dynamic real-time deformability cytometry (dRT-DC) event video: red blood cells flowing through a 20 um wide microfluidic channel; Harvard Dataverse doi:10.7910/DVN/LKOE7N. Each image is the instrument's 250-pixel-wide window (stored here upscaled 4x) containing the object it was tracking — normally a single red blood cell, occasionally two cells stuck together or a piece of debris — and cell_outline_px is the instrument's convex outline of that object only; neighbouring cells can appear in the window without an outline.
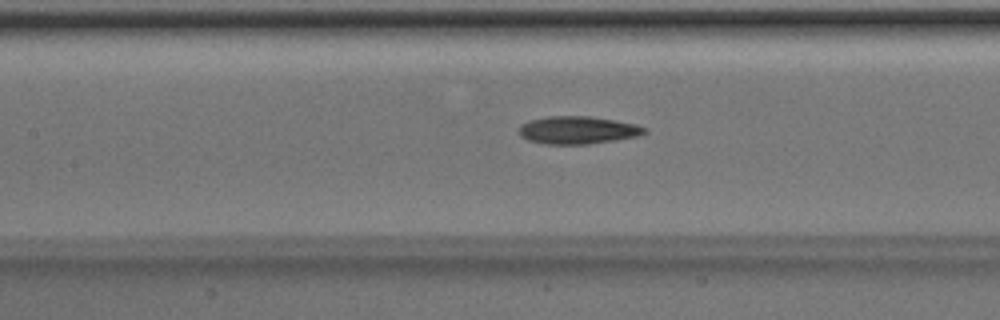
{"species": "Egyptian fruit bat (a non-hibernating species)", "species_latin": "Rousettus aegyptiacus", "temperature_condition": "room temperature", "stored_images_in_passage": 37, "camera_frame_rate_fps": 3000, "um_per_image_px": 0.085, "animal": {"sex": "male"}, "frame": {"image": 1, "passage_image": 9, "time_ms": 2.667, "image_size_px": [1000, 320], "cell_outline_px": [[648, 132], [640, 136], [616, 140], [588, 144], [544, 144], [528, 140], [520, 136], [520, 124], [528, 120], [548, 116], [588, 116], [636, 124], [648, 128]], "centroid_in_image_um": [49.12, 11.06], "position_along_channel_um": 158.3, "area_um2": 20.4}}
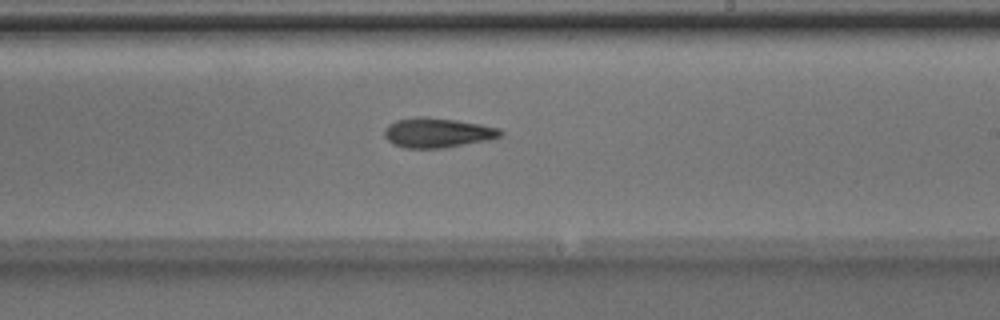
{"frame": {"image": 2, "passage_image": 16, "time_ms": 5.0, "image_size_px": [1000, 320], "cell_outline_px": [[504, 136], [488, 140], [444, 148], [404, 148], [392, 144], [384, 136], [384, 132], [388, 124], [396, 120], [416, 116], [424, 116], [456, 120], [480, 124], [500, 128], [504, 132]], "centroid_in_image_um": [37.19, 11.28], "position_along_channel_um": 251.8, "area_um2": 20.35}}
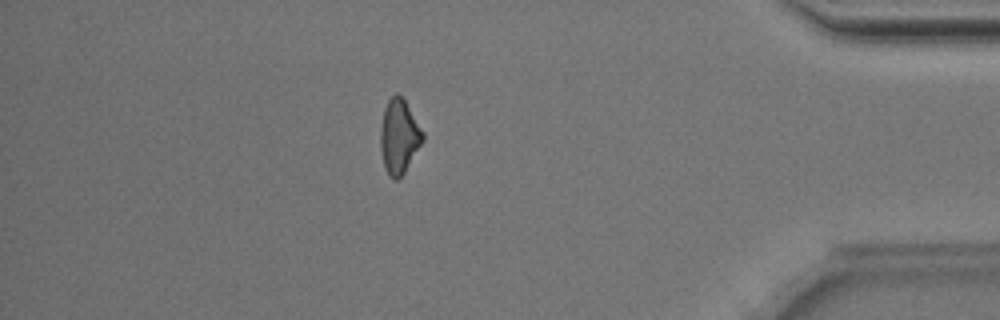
{"frame": {"image": 3, "passage_image": 30, "time_ms": 9.667, "image_size_px": [1000, 320], "cell_outline_px": [[424, 140], [404, 172], [396, 180], [392, 180], [388, 176], [384, 168], [380, 148], [380, 128], [384, 108], [388, 100], [396, 92], [404, 96], [424, 132]], "centroid_in_image_um": [33.92, 11.56], "position_along_channel_um": 401.3, "area_um2": 18.73}}